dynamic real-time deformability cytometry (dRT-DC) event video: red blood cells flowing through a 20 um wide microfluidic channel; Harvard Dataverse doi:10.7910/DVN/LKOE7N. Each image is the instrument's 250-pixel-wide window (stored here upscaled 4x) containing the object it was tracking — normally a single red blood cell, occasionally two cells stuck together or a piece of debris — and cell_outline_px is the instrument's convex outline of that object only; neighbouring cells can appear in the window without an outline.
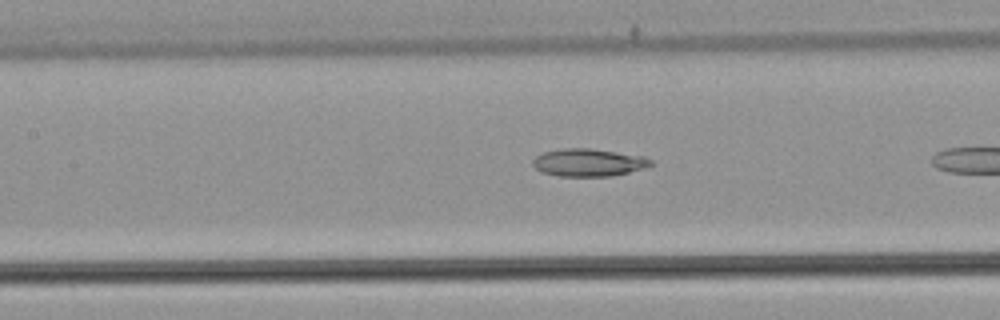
{"species": "common noctule bat (a hibernating species)", "species_latin": "Nyctalus noctula", "temperature_condition": "warm", "stored_images_in_passage": 25, "camera_frame_rate_fps": 3000, "um_per_image_px": 0.085, "animal": {"sex": "male", "body_mass_g": 21.5, "forearm_length_mm": 52.0}, "frame": {"image": 1, "passage_image": 8, "time_ms": 2.333, "image_size_px": [1000, 320], "cell_outline_px": [[652, 164], [644, 168], [612, 176], [556, 176], [544, 172], [536, 168], [532, 164], [532, 160], [536, 156], [544, 152], [564, 148], [592, 148], [644, 156], [652, 160]], "centroid_in_image_um": [50.02, 13.81], "position_along_channel_um": 157.4, "area_um2": 18.96}}
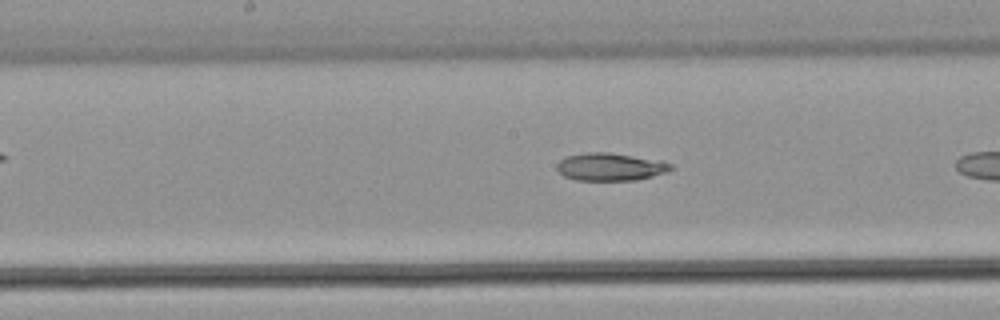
{"frame": {"image": 2, "passage_image": 11, "time_ms": 3.333, "image_size_px": [1000, 320], "cell_outline_px": [[672, 168], [668, 172], [636, 180], [576, 180], [564, 176], [556, 168], [556, 164], [564, 156], [588, 152], [608, 152], [660, 160], [672, 164]], "centroid_in_image_um": [51.86, 14.17], "position_along_channel_um": 196.3, "area_um2": 18.44}}
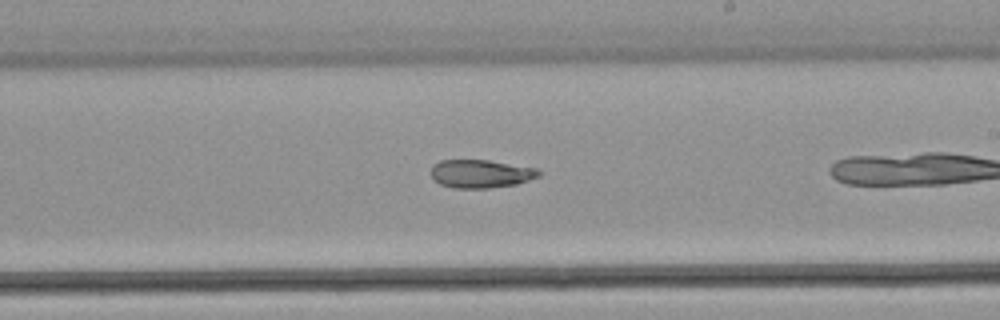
{"frame": {"image": 3, "passage_image": 15, "time_ms": 4.667, "image_size_px": [1000, 320], "cell_outline_px": [[544, 172], [540, 176], [516, 184], [488, 188], [452, 188], [440, 184], [432, 176], [432, 164], [440, 160], [488, 160], [536, 168]], "centroid_in_image_um": [40.89, 14.76], "position_along_channel_um": 248.1, "area_um2": 17.74}}